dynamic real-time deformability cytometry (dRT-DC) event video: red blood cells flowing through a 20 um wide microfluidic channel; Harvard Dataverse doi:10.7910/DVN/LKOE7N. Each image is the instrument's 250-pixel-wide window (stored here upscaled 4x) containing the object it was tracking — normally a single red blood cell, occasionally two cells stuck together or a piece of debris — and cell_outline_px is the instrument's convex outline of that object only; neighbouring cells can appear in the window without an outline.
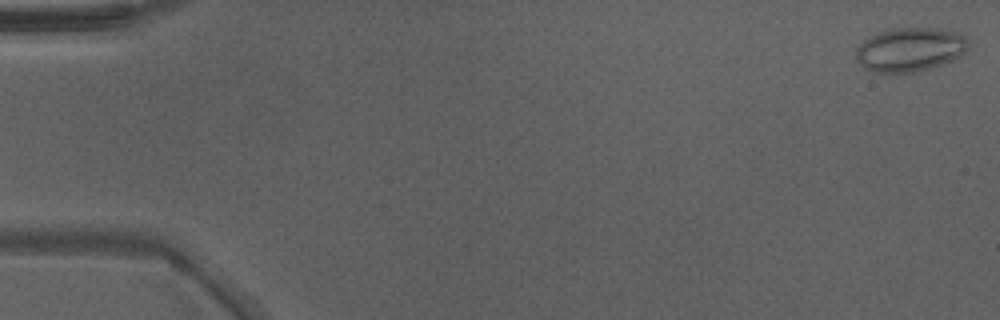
{"species": "Egyptian fruit bat (a non-hibernating species)", "species_latin": "Rousettus aegyptiacus", "temperature_condition": "warm", "stored_images_in_passage": 48, "camera_frame_rate_fps": 3000, "um_per_image_px": 0.085, "animal": {"sex": "male"}, "frame": {"image": 1, "passage_image": 1, "time_ms": 0.0, "image_size_px": [1000, 320], "cell_outline_px": [[968, 48], [960, 56], [952, 60], [928, 68], [912, 72], [872, 72], [864, 68], [856, 60], [856, 48], [864, 40], [880, 32], [900, 28], [936, 28], [956, 32], [964, 36], [968, 40]], "centroid_in_image_um": [77.34, 4.21], "position_along_channel_um": 7.7, "area_um2": 28.38}}
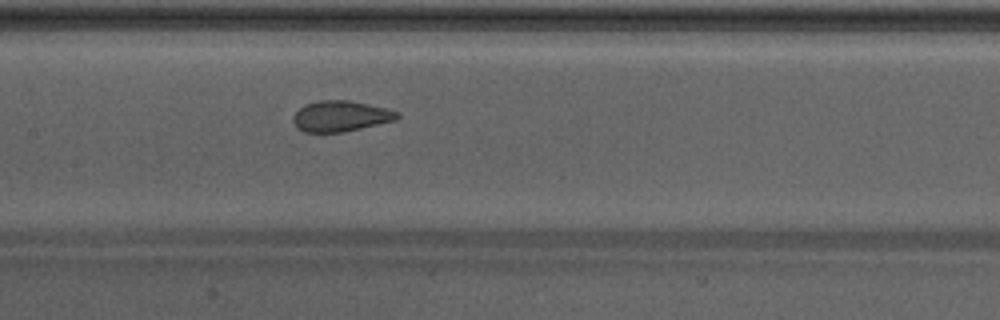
{"frame": {"image": 2, "passage_image": 24, "time_ms": 7.667, "image_size_px": [1000, 320], "cell_outline_px": [[400, 116], [396, 120], [344, 132], [304, 132], [296, 128], [292, 120], [292, 116], [304, 104], [320, 100], [348, 100], [388, 108], [400, 112]], "centroid_in_image_um": [28.95, 9.87], "position_along_channel_um": 178.4, "area_um2": 18.84}}
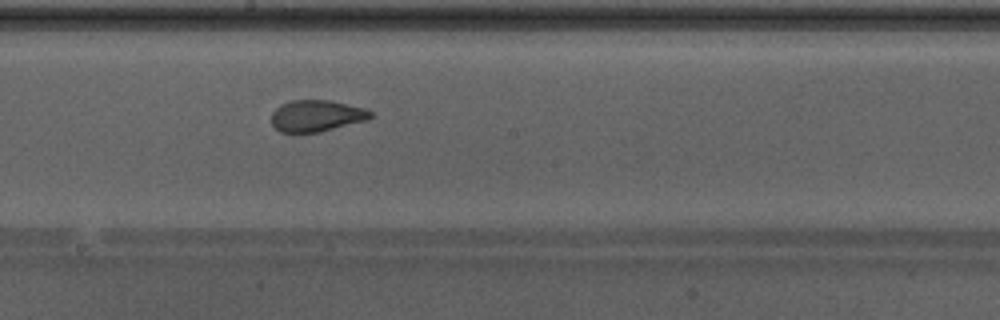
{"frame": {"image": 3, "passage_image": 27, "time_ms": 8.667, "image_size_px": [1000, 320], "cell_outline_px": [[372, 116], [368, 120], [320, 132], [296, 136], [280, 132], [272, 124], [272, 112], [280, 104], [292, 100], [328, 100], [364, 108], [372, 112]], "centroid_in_image_um": [26.85, 9.89], "position_along_channel_um": 221.3, "area_um2": 18.73}, "authors_computed_cell_mechanics": {"area_um2": 20.7213, "velocity_mm_per_s": 4.3072, "shape_relaxation_time_tau1_ms": null, "shape_relaxation_time_tau2_ms": 0.7436, "deformation_change_tau1": null, "deformation_change_tau2": 0.0742}}